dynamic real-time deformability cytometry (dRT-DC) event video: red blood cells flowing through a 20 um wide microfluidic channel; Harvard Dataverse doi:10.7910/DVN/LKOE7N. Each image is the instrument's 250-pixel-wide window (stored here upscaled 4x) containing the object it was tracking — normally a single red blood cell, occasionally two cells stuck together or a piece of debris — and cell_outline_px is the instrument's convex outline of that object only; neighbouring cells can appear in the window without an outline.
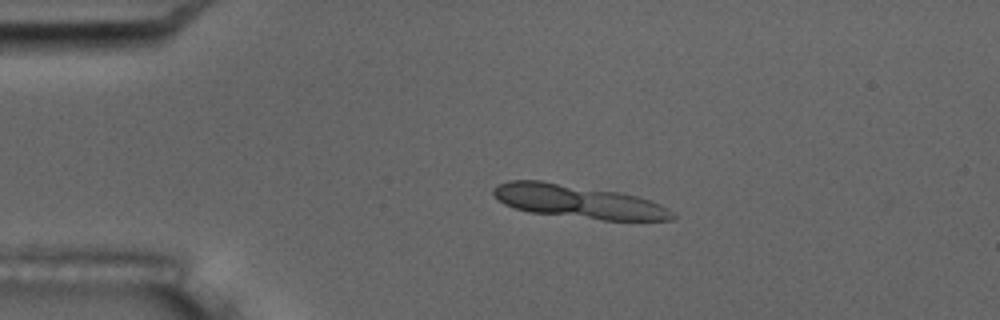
{"species": "common noctule bat (a hibernating species)", "species_latin": "Nyctalus noctula", "temperature_condition": "room temperature", "stored_images_in_passage": 6, "camera_frame_rate_fps": 3000, "um_per_image_px": 0.085, "animal": {"sex": "male", "body_mass_g": 17.5, "forearm_length_mm": 52.3}, "frame": {"image": 1, "passage_image": 4, "time_ms": 3.333, "image_size_px": [1000, 320], "cell_outline_px": [[676, 216], [672, 220], [604, 220], [528, 212], [504, 204], [492, 192], [492, 188], [496, 184], [508, 180], [540, 180], [620, 192], [636, 196], [660, 204], [668, 208]], "centroid_in_image_um": [49.12, 17.12], "position_along_channel_um": 35.9, "area_um2": 34.68}}